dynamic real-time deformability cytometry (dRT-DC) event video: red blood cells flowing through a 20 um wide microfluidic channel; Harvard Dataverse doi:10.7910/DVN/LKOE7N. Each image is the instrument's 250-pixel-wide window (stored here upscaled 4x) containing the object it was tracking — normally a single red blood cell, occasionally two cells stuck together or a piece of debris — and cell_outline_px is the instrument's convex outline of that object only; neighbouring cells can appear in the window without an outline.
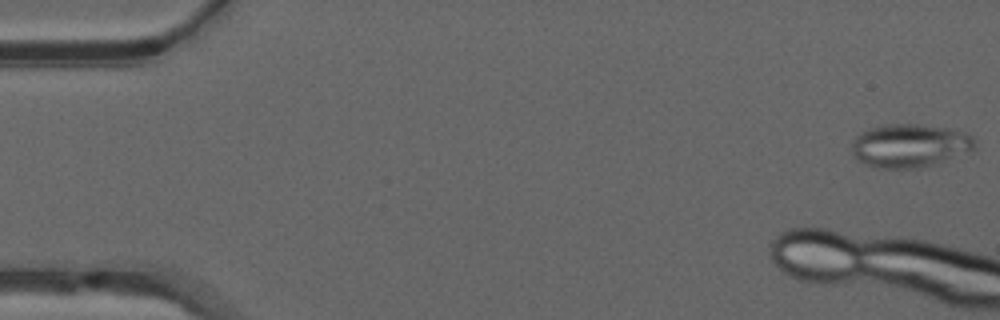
{"species": "common noctule bat (a hibernating species)", "species_latin": "Nyctalus noctula", "temperature_condition": "warm", "stored_images_in_passage": 8, "camera_frame_rate_fps": 3000, "um_per_image_px": 0.085, "animal": {"sex": "male", "forearm_length_mm": 52.5}, "frame": {"image": 1, "passage_image": 1, "time_ms": 0.0, "image_size_px": [1000, 320], "cell_outline_px": [[976, 148], [920, 168], [876, 168], [860, 160], [852, 152], [852, 140], [860, 132], [884, 124], [920, 124], [948, 128], [964, 132], [972, 136], [976, 140]], "centroid_in_image_um": [77.32, 12.35], "position_along_channel_um": 7.7, "area_um2": 30.75}}